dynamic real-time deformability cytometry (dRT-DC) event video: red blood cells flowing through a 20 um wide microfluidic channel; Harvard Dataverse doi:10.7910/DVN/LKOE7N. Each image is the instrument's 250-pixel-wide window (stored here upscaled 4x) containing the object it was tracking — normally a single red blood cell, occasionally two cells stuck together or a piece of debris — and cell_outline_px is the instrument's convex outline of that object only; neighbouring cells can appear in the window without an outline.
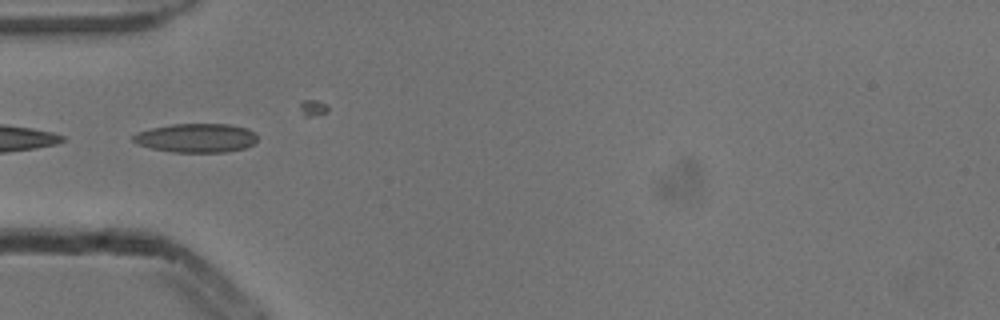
{"species": "common noctule bat (a hibernating species)", "species_latin": "Nyctalus noctula", "temperature_condition": "cold", "stored_images_in_passage": 8, "camera_frame_rate_fps": 3000, "um_per_image_px": 0.085, "animal": {"sex": "male", "body_mass_g": 13.3}, "frame": {"image": 1, "passage_image": 3, "time_ms": 0.667, "image_size_px": [1000, 320], "cell_outline_px": [[256, 140], [252, 144], [244, 148], [224, 152], [172, 152], [152, 148], [140, 144], [132, 140], [132, 136], [136, 132], [152, 128], [172, 124], [228, 124], [248, 128], [256, 132]], "centroid_in_image_um": [16.69, 11.72], "position_along_channel_um": 68.3, "area_um2": 20.87}}
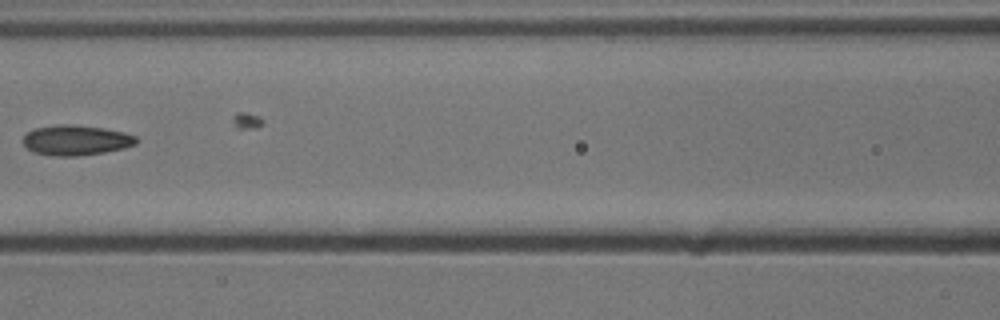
{"frame": {"image": 2, "passage_image": 5, "time_ms": 1.333, "image_size_px": [1000, 320], "cell_outline_px": [[136, 144], [124, 148], [104, 152], [76, 156], [56, 156], [32, 152], [24, 144], [24, 136], [28, 132], [36, 128], [56, 124], [72, 124], [104, 128], [124, 132], [136, 136]], "centroid_in_image_um": [6.46, 11.91], "position_along_channel_um": 160.1, "area_um2": 19.83}}
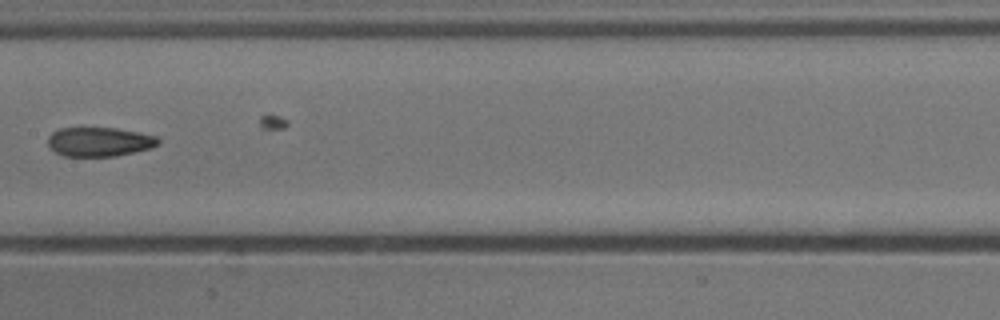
{"frame": {"image": 3, "passage_image": 6, "time_ms": 1.667, "image_size_px": [1000, 320], "cell_outline_px": [[160, 140], [152, 148], [116, 156], [64, 156], [56, 152], [48, 144], [48, 136], [52, 132], [60, 128], [116, 128], [140, 132], [156, 136]], "centroid_in_image_um": [8.45, 12.05], "position_along_channel_um": 198.9, "area_um2": 18.73}}